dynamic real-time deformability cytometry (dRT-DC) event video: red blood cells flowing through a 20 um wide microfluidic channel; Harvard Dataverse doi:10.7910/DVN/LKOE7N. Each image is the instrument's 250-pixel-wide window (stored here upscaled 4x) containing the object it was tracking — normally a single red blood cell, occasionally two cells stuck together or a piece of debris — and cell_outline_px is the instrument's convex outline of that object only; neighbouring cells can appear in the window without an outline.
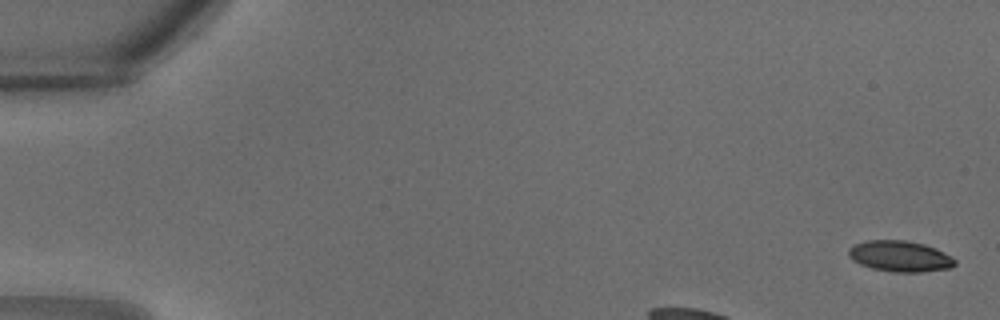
{"species": "common noctule bat (a hibernating species)", "species_latin": "Nyctalus noctula", "temperature_condition": "warm", "stored_images_in_passage": 7, "camera_frame_rate_fps": 3000, "um_per_image_px": 0.085, "animal": {"sex": "male", "body_mass_g": 18.8}, "frame": {"image": 1, "passage_image": 1, "time_ms": 0.0, "image_size_px": [1000, 320], "cell_outline_px": [[956, 264], [952, 268], [920, 272], [892, 272], [872, 268], [860, 264], [852, 260], [848, 256], [848, 248], [856, 244], [868, 240], [904, 240], [924, 244], [936, 248], [952, 256], [956, 260]], "centroid_in_image_um": [76.52, 21.78], "position_along_channel_um": 8.5, "area_um2": 19.31}}